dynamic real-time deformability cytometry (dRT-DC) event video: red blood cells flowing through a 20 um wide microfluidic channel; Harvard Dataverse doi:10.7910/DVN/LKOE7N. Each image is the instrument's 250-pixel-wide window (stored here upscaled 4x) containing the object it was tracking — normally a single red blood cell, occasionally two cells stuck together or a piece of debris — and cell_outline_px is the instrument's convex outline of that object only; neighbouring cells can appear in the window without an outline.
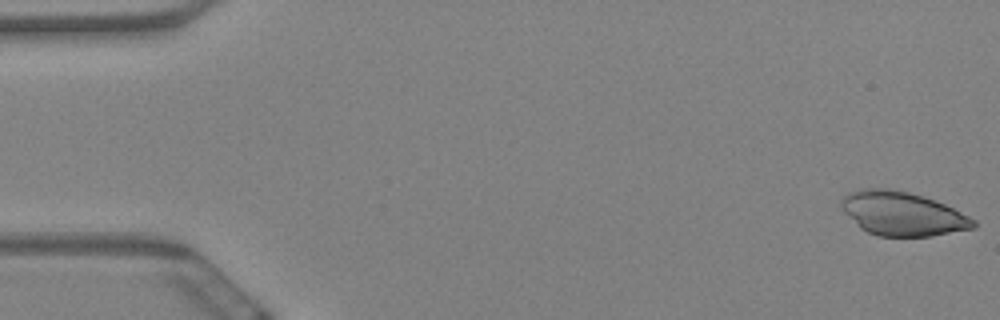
{"species": "Egyptian fruit bat (a non-hibernating species)", "species_latin": "Rousettus aegyptiacus", "temperature_condition": "warm", "stored_images_in_passage": 60, "camera_frame_rate_fps": 3000, "um_per_image_px": 0.085, "animal": {"sex": "female"}, "frame": {"image": 1, "passage_image": 1, "time_ms": 0.0, "image_size_px": [1000, 320], "cell_outline_px": [[976, 228], [932, 236], [876, 236], [860, 228], [840, 208], [840, 200], [848, 192], [860, 188], [888, 188], [908, 192], [924, 196], [944, 204], [976, 220]], "centroid_in_image_um": [76.67, 18.16], "position_along_channel_um": 8.3, "area_um2": 33.93}}
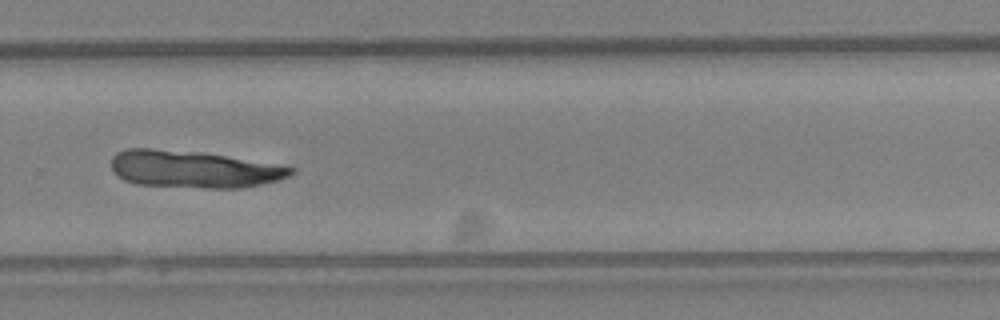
{"frame": {"image": 2, "passage_image": 41, "time_ms": 13.333, "image_size_px": [1000, 320], "cell_outline_px": [[296, 172], [292, 176], [280, 180], [244, 188], [204, 188], [136, 184], [124, 180], [116, 176], [112, 172], [112, 156], [116, 152], [128, 148], [152, 148], [200, 152], [296, 168]], "centroid_in_image_um": [16.43, 14.39], "position_along_channel_um": 313.4, "area_um2": 39.02}}
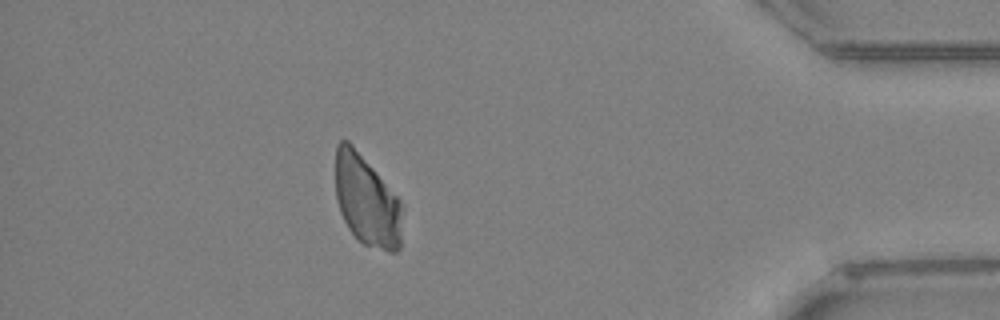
{"frame": {"image": 3, "passage_image": 53, "time_ms": 17.333, "image_size_px": [1000, 320], "cell_outline_px": [[404, 208], [400, 248], [396, 252], [388, 252], [364, 244], [348, 228], [340, 212], [336, 196], [336, 144], [340, 140], [348, 140], [352, 144], [404, 204]], "centroid_in_image_um": [31.21, 17.08], "position_along_channel_um": 404.0, "area_um2": 35.6}}